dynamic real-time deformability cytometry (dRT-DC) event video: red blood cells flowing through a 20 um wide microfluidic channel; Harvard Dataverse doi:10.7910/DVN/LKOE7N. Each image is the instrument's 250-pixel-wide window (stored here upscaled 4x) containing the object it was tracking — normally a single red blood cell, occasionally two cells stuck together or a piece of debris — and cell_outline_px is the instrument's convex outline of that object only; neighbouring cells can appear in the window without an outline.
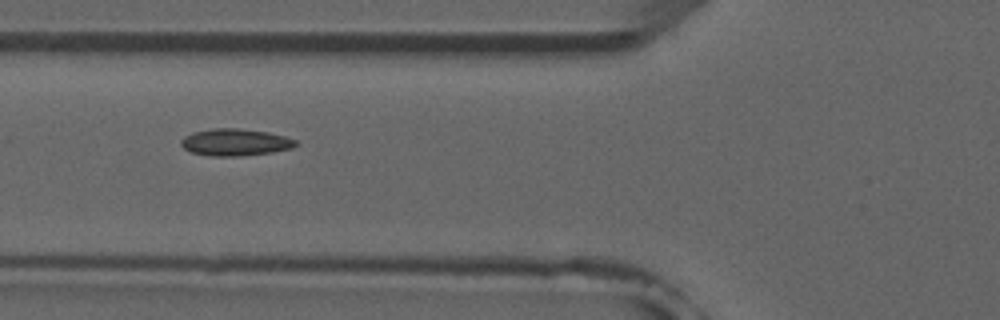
{"species": "common noctule bat (a hibernating species)", "species_latin": "Nyctalus noctula", "temperature_condition": "room temperature", "stored_images_in_passage": 3, "camera_frame_rate_fps": 3000, "um_per_image_px": 0.085, "animal": {"sex": "male", "forearm_length_mm": 52.5}, "frame": {"image": 1, "passage_image": 2, "time_ms": 1.0, "image_size_px": [1000, 320], "cell_outline_px": [[300, 144], [292, 148], [272, 152], [240, 156], [212, 156], [192, 152], [184, 148], [180, 144], [180, 140], [184, 136], [192, 132], [212, 128], [236, 128], [268, 132], [284, 136], [296, 140]], "centroid_in_image_um": [19.99, 12.09], "position_along_channel_um": 105.8, "area_um2": 18.09}}
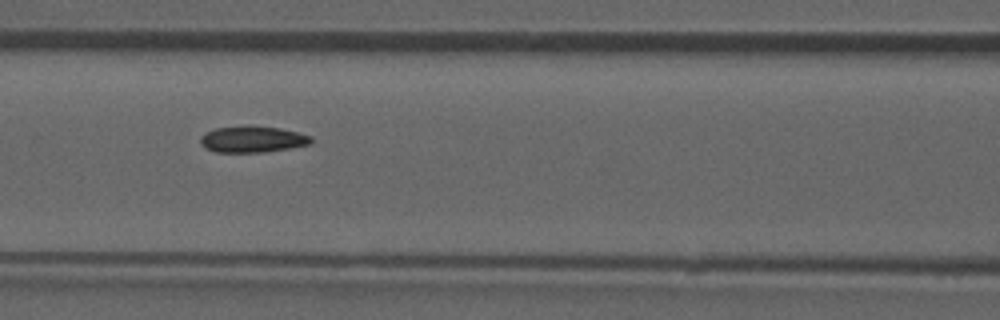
{"frame": {"image": 2, "passage_image": 3, "time_ms": 2.0, "image_size_px": [1000, 320], "cell_outline_px": [[312, 144], [264, 152], [216, 152], [204, 148], [200, 144], [200, 136], [204, 132], [216, 128], [244, 124], [252, 124], [280, 128], [312, 136]], "centroid_in_image_um": [21.42, 11.81], "position_along_channel_um": 145.2, "area_um2": 17.46}}